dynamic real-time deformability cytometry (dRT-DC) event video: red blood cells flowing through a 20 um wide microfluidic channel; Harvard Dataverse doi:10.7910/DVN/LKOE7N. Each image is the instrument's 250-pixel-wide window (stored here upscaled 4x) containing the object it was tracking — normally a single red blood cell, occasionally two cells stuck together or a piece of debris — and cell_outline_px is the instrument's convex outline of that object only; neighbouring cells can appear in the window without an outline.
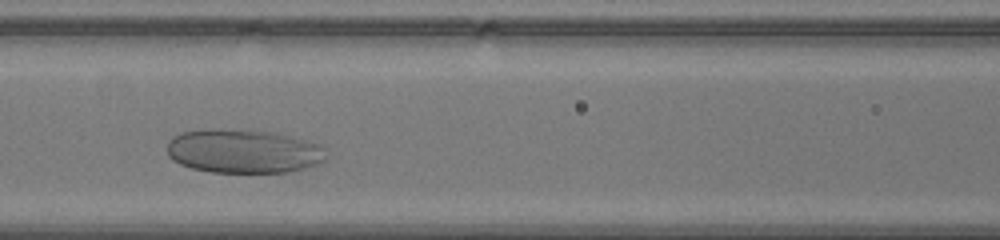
{"species": "human", "species_latin": "Homo sapiens", "temperature_condition": "warm", "stored_images_in_passage": 25, "camera_frame_rate_fps": 3000, "um_per_image_px": 0.085, "donor": {"sex": "male"}, "frame": {"image": 1, "passage_image": 10, "time_ms": 3.0, "image_size_px": [1000, 240], "cell_outline_px": [[324, 160], [316, 164], [304, 168], [288, 172], [208, 172], [192, 168], [180, 164], [172, 160], [168, 156], [168, 140], [172, 136], [180, 132], [276, 132], [292, 136], [316, 144], [324, 148]], "centroid_in_image_um": [20.68, 12.9], "position_along_channel_um": 145.9, "area_um2": 39.3}}
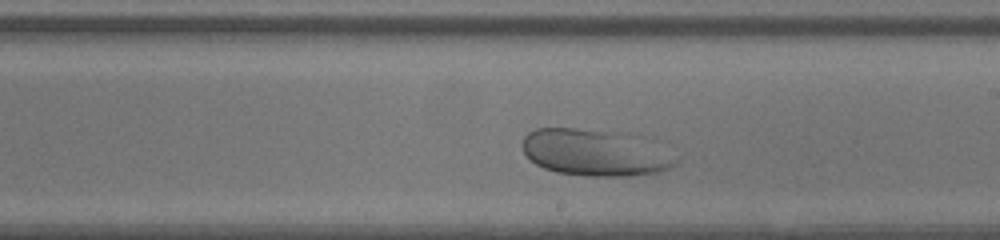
{"frame": {"image": 2, "passage_image": 16, "time_ms": 5.0, "image_size_px": [1000, 240], "cell_outline_px": [[676, 160], [668, 168], [656, 172], [628, 176], [588, 176], [556, 172], [544, 168], [536, 164], [524, 152], [520, 144], [524, 136], [528, 132], [536, 128], [576, 128], [620, 132]], "centroid_in_image_um": [50.32, 12.98], "position_along_channel_um": 238.7, "area_um2": 40.0}}
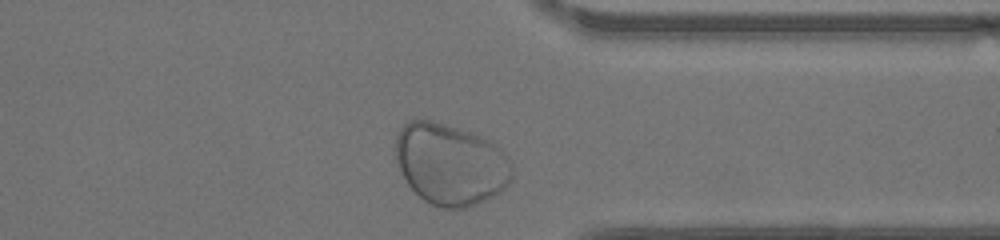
{"frame": {"image": 3, "passage_image": 25, "time_ms": 8.0, "image_size_px": [1000, 240], "cell_outline_px": [[512, 172], [508, 184], [500, 192], [468, 208], [444, 208], [432, 204], [424, 200], [408, 184], [396, 160], [396, 136], [400, 128], [408, 120], [432, 120], [480, 136], [488, 140], [500, 148], [508, 156], [512, 164]], "centroid_in_image_um": [38.29, 13.96], "position_along_channel_um": 373.1, "area_um2": 54.91}}